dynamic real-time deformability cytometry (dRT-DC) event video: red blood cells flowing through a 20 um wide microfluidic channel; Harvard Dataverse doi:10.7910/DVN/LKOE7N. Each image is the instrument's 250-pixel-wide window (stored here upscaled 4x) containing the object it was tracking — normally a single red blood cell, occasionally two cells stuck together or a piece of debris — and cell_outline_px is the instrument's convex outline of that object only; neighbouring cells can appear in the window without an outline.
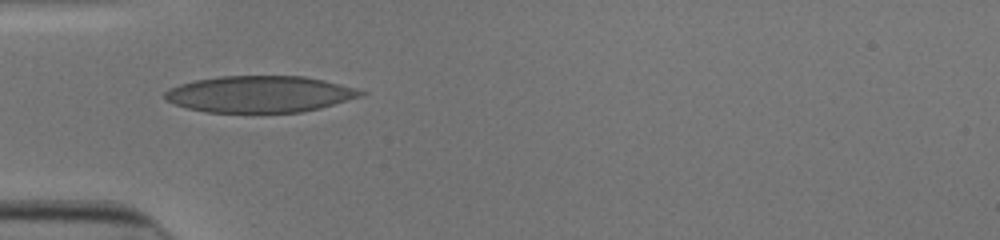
{"species": "human", "species_latin": "Homo sapiens", "temperature_condition": "cold", "stored_images_in_passage": 28, "camera_frame_rate_fps": 3000, "um_per_image_px": 0.085, "donor": {"sex": "male"}, "frame": {"image": 1, "passage_image": 1, "time_ms": 0.0, "image_size_px": [1000, 240], "cell_outline_px": [[368, 92], [364, 96], [320, 108], [300, 112], [208, 112], [188, 108], [164, 100], [164, 92], [168, 88], [180, 84], [196, 80], [220, 76], [304, 76], [324, 80], [356, 88]], "centroid_in_image_um": [22.1, 8.0], "position_along_channel_um": 62.9, "area_um2": 41.73}}
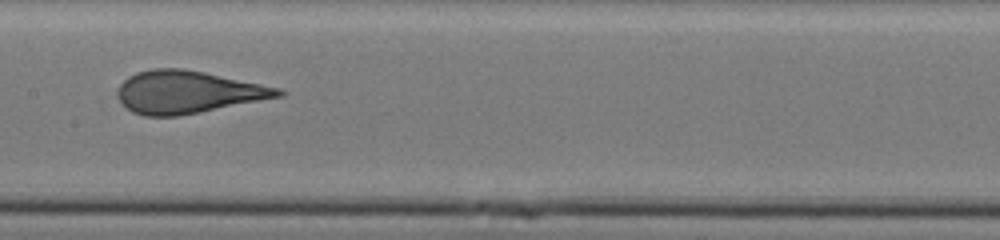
{"frame": {"image": 2, "passage_image": 11, "time_ms": 3.333, "image_size_px": [1000, 240], "cell_outline_px": [[288, 92], [284, 96], [200, 112], [176, 116], [144, 116], [132, 112], [120, 100], [116, 92], [120, 84], [128, 76], [136, 72], [152, 68], [180, 68], [204, 72], [280, 88]], "centroid_in_image_um": [15.97, 7.82], "position_along_channel_um": 191.4, "area_um2": 39.71}}
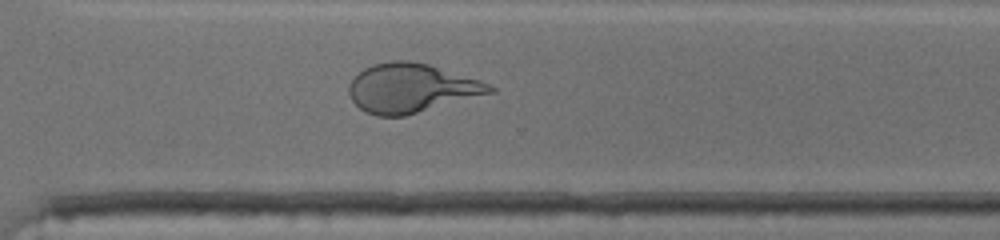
{"frame": {"image": 3, "passage_image": 22, "time_ms": 7.0, "image_size_px": [1000, 240], "cell_outline_px": [[496, 92], [404, 116], [376, 116], [364, 112], [352, 100], [348, 92], [348, 84], [364, 68], [372, 64], [392, 60], [408, 60], [428, 64], [480, 80], [492, 84], [496, 88]], "centroid_in_image_um": [34.97, 7.49], "position_along_channel_um": 335.6, "area_um2": 40.34}, "authors_computed_cell_mechanics": {"area_um2": 39.9398, "velocity_mm_per_s": 3.9397, "shape_relaxation_time_tau1_ms": 7.0363, "shape_relaxation_time_tau2_ms": null, "deformation_change_tau1": 0.2449, "deformation_change_tau2": null}}